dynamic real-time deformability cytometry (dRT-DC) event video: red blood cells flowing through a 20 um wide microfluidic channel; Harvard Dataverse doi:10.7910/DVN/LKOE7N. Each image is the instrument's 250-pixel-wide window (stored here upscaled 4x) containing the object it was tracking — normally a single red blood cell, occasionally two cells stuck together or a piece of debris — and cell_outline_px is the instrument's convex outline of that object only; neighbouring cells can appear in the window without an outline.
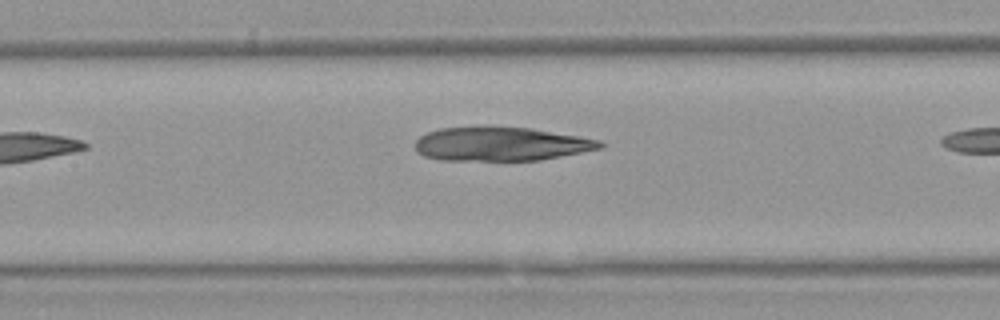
{"species": "Egyptian fruit bat (a non-hibernating species)", "species_latin": "Rousettus aegyptiacus", "temperature_condition": "warm", "stored_images_in_passage": 7, "segment_of_instrument_passage": [1, 2], "camera_frame_rate_fps": 3000, "um_per_image_px": 0.085, "animal": {"sex": "female"}, "frame": {"image": 1, "passage_image": 6, "time_ms": 6.0, "image_size_px": [1000, 320], "cell_outline_px": [[604, 148], [540, 160], [440, 160], [424, 156], [416, 152], [416, 140], [420, 136], [428, 132], [440, 128], [476, 124], [488, 124], [532, 128], [580, 136], [600, 140], [604, 144]], "centroid_in_image_um": [42.56, 12.2], "position_along_channel_um": 164.8, "area_um2": 37.57}}